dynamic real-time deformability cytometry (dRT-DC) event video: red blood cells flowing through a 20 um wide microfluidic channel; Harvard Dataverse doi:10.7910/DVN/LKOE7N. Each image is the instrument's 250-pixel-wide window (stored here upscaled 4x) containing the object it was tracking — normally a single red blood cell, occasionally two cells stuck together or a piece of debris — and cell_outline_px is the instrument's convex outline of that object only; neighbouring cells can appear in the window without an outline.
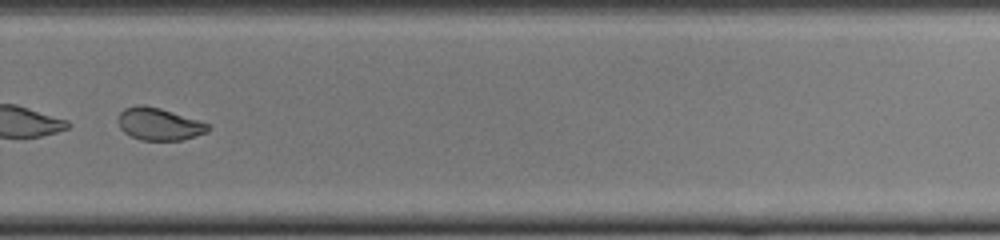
{"species": "common noctule bat (a hibernating species)", "species_latin": "Nyctalus noctula", "temperature_condition": "cold", "stored_images_in_passage": 36, "camera_frame_rate_fps": 3000, "um_per_image_px": 0.085, "animal": {"sex": "female", "body_mass_g": 22.0, "forearm_length_mm": 56.7}, "frame": {"image": 1, "passage_image": 21, "time_ms": 6.667, "image_size_px": [1000, 240], "cell_outline_px": [[212, 128], [208, 132], [184, 140], [140, 140], [124, 132], [120, 128], [116, 120], [120, 112], [124, 108], [136, 104], [144, 104], [160, 108], [208, 124]], "centroid_in_image_um": [13.48, 10.54], "position_along_channel_um": 316.3, "area_um2": 17.05}, "authors_computed_cell_mechanics": {"area_um2": 17.918, "velocity_mm_per_s": 3.9978, "shape_relaxation_time_tau1_ms": 6.1397, "shape_relaxation_time_tau2_ms": 1.4827, "deformation_change_tau1": 0.1454, "deformation_change_tau2": 0.0517}}